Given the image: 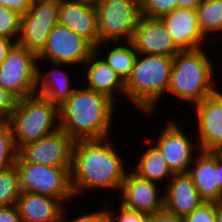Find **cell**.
<instances>
[{"label": "cell", "instance_id": "6da1fadb", "mask_svg": "<svg viewBox=\"0 0 222 222\" xmlns=\"http://www.w3.org/2000/svg\"><path fill=\"white\" fill-rule=\"evenodd\" d=\"M112 139L110 137L74 142L71 185L76 198L81 196L82 199L83 195L90 191H98L100 194L102 191H111L115 193V197L119 194L125 176L130 170V162L121 155V150L117 149L120 147H117L114 144L115 139Z\"/></svg>", "mask_w": 222, "mask_h": 222}, {"label": "cell", "instance_id": "7a4b0ae2", "mask_svg": "<svg viewBox=\"0 0 222 222\" xmlns=\"http://www.w3.org/2000/svg\"><path fill=\"white\" fill-rule=\"evenodd\" d=\"M118 105L108 96L89 90L81 83V87L79 85L59 106L60 129L75 141L114 137L111 129L115 130L113 123H116V110L120 109Z\"/></svg>", "mask_w": 222, "mask_h": 222}, {"label": "cell", "instance_id": "3957f363", "mask_svg": "<svg viewBox=\"0 0 222 222\" xmlns=\"http://www.w3.org/2000/svg\"><path fill=\"white\" fill-rule=\"evenodd\" d=\"M209 52L203 47L181 51L173 57L166 98L174 96L175 101L181 100L188 103L191 109L193 105L214 94L220 88L219 81L221 80L217 79L218 75L215 72L218 66L213 63L214 56L212 58Z\"/></svg>", "mask_w": 222, "mask_h": 222}, {"label": "cell", "instance_id": "277c9868", "mask_svg": "<svg viewBox=\"0 0 222 222\" xmlns=\"http://www.w3.org/2000/svg\"><path fill=\"white\" fill-rule=\"evenodd\" d=\"M172 66V57L138 53L125 82V99L146 117L156 115L158 104L166 99Z\"/></svg>", "mask_w": 222, "mask_h": 222}, {"label": "cell", "instance_id": "5b68a950", "mask_svg": "<svg viewBox=\"0 0 222 222\" xmlns=\"http://www.w3.org/2000/svg\"><path fill=\"white\" fill-rule=\"evenodd\" d=\"M59 115V106L38 94L19 99L6 120L17 150L59 130Z\"/></svg>", "mask_w": 222, "mask_h": 222}, {"label": "cell", "instance_id": "8992f818", "mask_svg": "<svg viewBox=\"0 0 222 222\" xmlns=\"http://www.w3.org/2000/svg\"><path fill=\"white\" fill-rule=\"evenodd\" d=\"M15 168L21 192L57 198L65 205H70L71 201L76 200L71 185L72 167L15 162Z\"/></svg>", "mask_w": 222, "mask_h": 222}, {"label": "cell", "instance_id": "52a82bcc", "mask_svg": "<svg viewBox=\"0 0 222 222\" xmlns=\"http://www.w3.org/2000/svg\"><path fill=\"white\" fill-rule=\"evenodd\" d=\"M95 8L100 43L133 40L141 17L139 0H104Z\"/></svg>", "mask_w": 222, "mask_h": 222}, {"label": "cell", "instance_id": "ba28073f", "mask_svg": "<svg viewBox=\"0 0 222 222\" xmlns=\"http://www.w3.org/2000/svg\"><path fill=\"white\" fill-rule=\"evenodd\" d=\"M172 117L170 121L166 118L162 129L155 133L158 136L151 142H155L173 173H188L195 156L200 152L197 138L184 130L175 116Z\"/></svg>", "mask_w": 222, "mask_h": 222}, {"label": "cell", "instance_id": "9c48e42d", "mask_svg": "<svg viewBox=\"0 0 222 222\" xmlns=\"http://www.w3.org/2000/svg\"><path fill=\"white\" fill-rule=\"evenodd\" d=\"M37 59L16 43L0 65V86L18 100L36 94Z\"/></svg>", "mask_w": 222, "mask_h": 222}, {"label": "cell", "instance_id": "30bf717a", "mask_svg": "<svg viewBox=\"0 0 222 222\" xmlns=\"http://www.w3.org/2000/svg\"><path fill=\"white\" fill-rule=\"evenodd\" d=\"M58 20L59 0H33L30 9L21 16L17 43L38 56Z\"/></svg>", "mask_w": 222, "mask_h": 222}, {"label": "cell", "instance_id": "8fae6325", "mask_svg": "<svg viewBox=\"0 0 222 222\" xmlns=\"http://www.w3.org/2000/svg\"><path fill=\"white\" fill-rule=\"evenodd\" d=\"M94 52L95 47L88 40L57 23L49 33L45 49L37 56V60L71 64L80 70Z\"/></svg>", "mask_w": 222, "mask_h": 222}, {"label": "cell", "instance_id": "7c38bea8", "mask_svg": "<svg viewBox=\"0 0 222 222\" xmlns=\"http://www.w3.org/2000/svg\"><path fill=\"white\" fill-rule=\"evenodd\" d=\"M222 88L189 109L196 120L191 126L200 151L222 152ZM194 125V126H193Z\"/></svg>", "mask_w": 222, "mask_h": 222}, {"label": "cell", "instance_id": "4fadbf2b", "mask_svg": "<svg viewBox=\"0 0 222 222\" xmlns=\"http://www.w3.org/2000/svg\"><path fill=\"white\" fill-rule=\"evenodd\" d=\"M75 140L61 129L18 150L15 162H30L57 167H72Z\"/></svg>", "mask_w": 222, "mask_h": 222}, {"label": "cell", "instance_id": "5bb4252c", "mask_svg": "<svg viewBox=\"0 0 222 222\" xmlns=\"http://www.w3.org/2000/svg\"><path fill=\"white\" fill-rule=\"evenodd\" d=\"M163 188L156 182L138 177L130 169L117 195L118 199H115L127 209L150 215L164 208Z\"/></svg>", "mask_w": 222, "mask_h": 222}, {"label": "cell", "instance_id": "9a60e30c", "mask_svg": "<svg viewBox=\"0 0 222 222\" xmlns=\"http://www.w3.org/2000/svg\"><path fill=\"white\" fill-rule=\"evenodd\" d=\"M140 54L174 57L181 50L160 18L141 15L132 40Z\"/></svg>", "mask_w": 222, "mask_h": 222}, {"label": "cell", "instance_id": "2e32d148", "mask_svg": "<svg viewBox=\"0 0 222 222\" xmlns=\"http://www.w3.org/2000/svg\"><path fill=\"white\" fill-rule=\"evenodd\" d=\"M41 64H43V66H45V64H49L51 69L49 70L47 67L48 71L46 69L44 70ZM68 66L70 68L73 67V70L78 68L71 64L37 60L36 94L48 99L50 102L57 104L58 106H61L78 88V85H80V82L79 84L77 83V85H74V82L70 77L71 74L66 69Z\"/></svg>", "mask_w": 222, "mask_h": 222}, {"label": "cell", "instance_id": "e0dca14e", "mask_svg": "<svg viewBox=\"0 0 222 222\" xmlns=\"http://www.w3.org/2000/svg\"><path fill=\"white\" fill-rule=\"evenodd\" d=\"M160 19L181 51L210 46L211 42L200 30L196 10L177 8Z\"/></svg>", "mask_w": 222, "mask_h": 222}, {"label": "cell", "instance_id": "ac0fdd59", "mask_svg": "<svg viewBox=\"0 0 222 222\" xmlns=\"http://www.w3.org/2000/svg\"><path fill=\"white\" fill-rule=\"evenodd\" d=\"M83 67L84 69H81L83 72H78L81 73L78 78H85L80 81L85 88L104 94L115 103L117 100L123 104L127 101L124 100L125 82L96 52L90 56Z\"/></svg>", "mask_w": 222, "mask_h": 222}, {"label": "cell", "instance_id": "d6986e66", "mask_svg": "<svg viewBox=\"0 0 222 222\" xmlns=\"http://www.w3.org/2000/svg\"><path fill=\"white\" fill-rule=\"evenodd\" d=\"M58 23L82 36L94 47L100 44L97 11L94 6L72 0H59Z\"/></svg>", "mask_w": 222, "mask_h": 222}, {"label": "cell", "instance_id": "ffe728a7", "mask_svg": "<svg viewBox=\"0 0 222 222\" xmlns=\"http://www.w3.org/2000/svg\"><path fill=\"white\" fill-rule=\"evenodd\" d=\"M163 190L164 208L180 217L188 215L204 202L189 173H174Z\"/></svg>", "mask_w": 222, "mask_h": 222}, {"label": "cell", "instance_id": "44dd1931", "mask_svg": "<svg viewBox=\"0 0 222 222\" xmlns=\"http://www.w3.org/2000/svg\"><path fill=\"white\" fill-rule=\"evenodd\" d=\"M16 206L21 222H61L66 205L57 198L21 192Z\"/></svg>", "mask_w": 222, "mask_h": 222}, {"label": "cell", "instance_id": "7402d4cb", "mask_svg": "<svg viewBox=\"0 0 222 222\" xmlns=\"http://www.w3.org/2000/svg\"><path fill=\"white\" fill-rule=\"evenodd\" d=\"M188 173L205 202H216L222 198V191L217 182L216 152L200 151L195 156Z\"/></svg>", "mask_w": 222, "mask_h": 222}, {"label": "cell", "instance_id": "603a6c76", "mask_svg": "<svg viewBox=\"0 0 222 222\" xmlns=\"http://www.w3.org/2000/svg\"><path fill=\"white\" fill-rule=\"evenodd\" d=\"M151 139L152 137L150 138V136L149 138H144V143H148L147 146H149L147 147L143 143L145 147L139 150V152L142 151L140 154L139 152L137 155L135 154V163L132 161L133 163L130 164V169H132L131 171L138 177L156 182L164 187L172 178L174 173L169 168L158 147L154 144V142L151 143Z\"/></svg>", "mask_w": 222, "mask_h": 222}, {"label": "cell", "instance_id": "cb8c5ba5", "mask_svg": "<svg viewBox=\"0 0 222 222\" xmlns=\"http://www.w3.org/2000/svg\"><path fill=\"white\" fill-rule=\"evenodd\" d=\"M95 52L126 82L138 55L132 41L101 42Z\"/></svg>", "mask_w": 222, "mask_h": 222}, {"label": "cell", "instance_id": "d4e9b609", "mask_svg": "<svg viewBox=\"0 0 222 222\" xmlns=\"http://www.w3.org/2000/svg\"><path fill=\"white\" fill-rule=\"evenodd\" d=\"M196 12L201 32L216 44L222 38V0H202Z\"/></svg>", "mask_w": 222, "mask_h": 222}, {"label": "cell", "instance_id": "484cf974", "mask_svg": "<svg viewBox=\"0 0 222 222\" xmlns=\"http://www.w3.org/2000/svg\"><path fill=\"white\" fill-rule=\"evenodd\" d=\"M21 194L15 165L0 172V207L16 205Z\"/></svg>", "mask_w": 222, "mask_h": 222}, {"label": "cell", "instance_id": "4316f807", "mask_svg": "<svg viewBox=\"0 0 222 222\" xmlns=\"http://www.w3.org/2000/svg\"><path fill=\"white\" fill-rule=\"evenodd\" d=\"M18 150L9 123L4 120L0 123V172L15 165Z\"/></svg>", "mask_w": 222, "mask_h": 222}, {"label": "cell", "instance_id": "83f0119b", "mask_svg": "<svg viewBox=\"0 0 222 222\" xmlns=\"http://www.w3.org/2000/svg\"><path fill=\"white\" fill-rule=\"evenodd\" d=\"M20 25L21 15L0 5V37L17 41L20 34Z\"/></svg>", "mask_w": 222, "mask_h": 222}, {"label": "cell", "instance_id": "f1b7e54d", "mask_svg": "<svg viewBox=\"0 0 222 222\" xmlns=\"http://www.w3.org/2000/svg\"><path fill=\"white\" fill-rule=\"evenodd\" d=\"M141 15L160 18L178 8L177 0H139Z\"/></svg>", "mask_w": 222, "mask_h": 222}, {"label": "cell", "instance_id": "f546056e", "mask_svg": "<svg viewBox=\"0 0 222 222\" xmlns=\"http://www.w3.org/2000/svg\"><path fill=\"white\" fill-rule=\"evenodd\" d=\"M107 201V203H106ZM105 202H103L104 204L100 205L98 211H96L95 209L93 208H90L92 210H88L86 212H83L80 210V212H75V216L73 218V216H71V218H67L69 215L67 210H68V206L69 205H66L65 208H64V211H63V214H62V217H61V222H110V217H109V214H108V211H107V204H108V200H106ZM103 208H102V207ZM106 207V208H104ZM94 210V211H93ZM67 212V213H66ZM77 213V215H76ZM79 214V215H78Z\"/></svg>", "mask_w": 222, "mask_h": 222}, {"label": "cell", "instance_id": "4dcf8cb0", "mask_svg": "<svg viewBox=\"0 0 222 222\" xmlns=\"http://www.w3.org/2000/svg\"><path fill=\"white\" fill-rule=\"evenodd\" d=\"M115 201L116 200H114L113 201L114 203H112L114 204L112 208H111V204H110V207H109V204L107 206V211L110 217V222H147L148 221L147 214L127 209L119 203L118 205H116Z\"/></svg>", "mask_w": 222, "mask_h": 222}, {"label": "cell", "instance_id": "1f68e13d", "mask_svg": "<svg viewBox=\"0 0 222 222\" xmlns=\"http://www.w3.org/2000/svg\"><path fill=\"white\" fill-rule=\"evenodd\" d=\"M184 222H217L215 202H203L198 208L183 217Z\"/></svg>", "mask_w": 222, "mask_h": 222}, {"label": "cell", "instance_id": "d6a6232c", "mask_svg": "<svg viewBox=\"0 0 222 222\" xmlns=\"http://www.w3.org/2000/svg\"><path fill=\"white\" fill-rule=\"evenodd\" d=\"M18 99L0 86V117L7 120L17 105Z\"/></svg>", "mask_w": 222, "mask_h": 222}, {"label": "cell", "instance_id": "836d02e7", "mask_svg": "<svg viewBox=\"0 0 222 222\" xmlns=\"http://www.w3.org/2000/svg\"><path fill=\"white\" fill-rule=\"evenodd\" d=\"M33 0H0V5L16 11L21 16L31 7Z\"/></svg>", "mask_w": 222, "mask_h": 222}, {"label": "cell", "instance_id": "e575fe53", "mask_svg": "<svg viewBox=\"0 0 222 222\" xmlns=\"http://www.w3.org/2000/svg\"><path fill=\"white\" fill-rule=\"evenodd\" d=\"M147 222H184L183 217L168 212L165 208L148 215Z\"/></svg>", "mask_w": 222, "mask_h": 222}, {"label": "cell", "instance_id": "d590c367", "mask_svg": "<svg viewBox=\"0 0 222 222\" xmlns=\"http://www.w3.org/2000/svg\"><path fill=\"white\" fill-rule=\"evenodd\" d=\"M0 222H21L17 206L0 207Z\"/></svg>", "mask_w": 222, "mask_h": 222}, {"label": "cell", "instance_id": "8d00e7d4", "mask_svg": "<svg viewBox=\"0 0 222 222\" xmlns=\"http://www.w3.org/2000/svg\"><path fill=\"white\" fill-rule=\"evenodd\" d=\"M17 43L16 40L7 37H0V65L6 58L8 52Z\"/></svg>", "mask_w": 222, "mask_h": 222}, {"label": "cell", "instance_id": "74e56055", "mask_svg": "<svg viewBox=\"0 0 222 222\" xmlns=\"http://www.w3.org/2000/svg\"><path fill=\"white\" fill-rule=\"evenodd\" d=\"M178 8L196 10L202 0H177Z\"/></svg>", "mask_w": 222, "mask_h": 222}, {"label": "cell", "instance_id": "f35d334b", "mask_svg": "<svg viewBox=\"0 0 222 222\" xmlns=\"http://www.w3.org/2000/svg\"><path fill=\"white\" fill-rule=\"evenodd\" d=\"M216 171H218V184L222 191V152H216Z\"/></svg>", "mask_w": 222, "mask_h": 222}, {"label": "cell", "instance_id": "ab89813d", "mask_svg": "<svg viewBox=\"0 0 222 222\" xmlns=\"http://www.w3.org/2000/svg\"><path fill=\"white\" fill-rule=\"evenodd\" d=\"M217 222H222V198L215 202Z\"/></svg>", "mask_w": 222, "mask_h": 222}, {"label": "cell", "instance_id": "60d3db41", "mask_svg": "<svg viewBox=\"0 0 222 222\" xmlns=\"http://www.w3.org/2000/svg\"><path fill=\"white\" fill-rule=\"evenodd\" d=\"M72 1L81 2L83 4L96 7L97 5L101 4L104 0H72Z\"/></svg>", "mask_w": 222, "mask_h": 222}]
</instances>
